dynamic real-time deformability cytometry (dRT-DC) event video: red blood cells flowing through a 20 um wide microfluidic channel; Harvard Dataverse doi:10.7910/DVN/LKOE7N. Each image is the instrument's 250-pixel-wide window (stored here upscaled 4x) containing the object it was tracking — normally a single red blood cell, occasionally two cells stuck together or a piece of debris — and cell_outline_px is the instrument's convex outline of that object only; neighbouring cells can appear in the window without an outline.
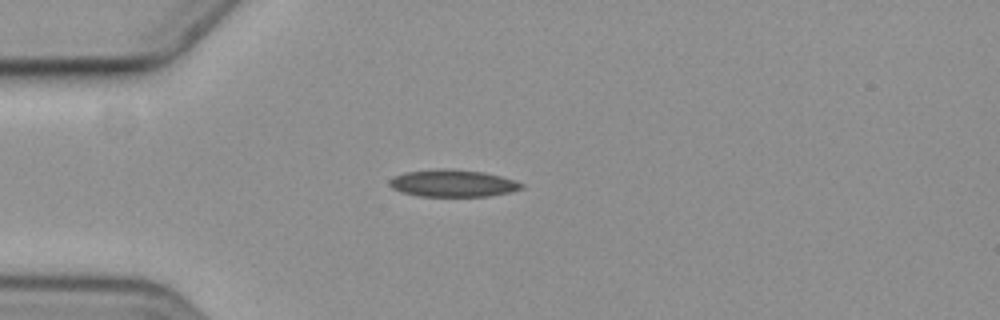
{"species": "common noctule bat (a hibernating species)", "species_latin": "Nyctalus noctula", "temperature_condition": "cold", "stored_images_in_passage": 2, "camera_frame_rate_fps": 3000, "um_per_image_px": 0.085, "animal": {"sex": "female", "body_mass_g": 19.3, "forearm_length_mm": 54.1}, "frame": {"image": 1, "passage_image": 1, "time_ms": 0.0, "image_size_px": [1000, 320], "cell_outline_px": [[524, 188], [508, 192], [488, 196], [420, 196], [400, 192], [392, 188], [388, 184], [388, 180], [392, 176], [404, 172], [436, 168], [448, 168], [484, 172], [500, 176], [524, 184]], "centroid_in_image_um": [38.41, 15.56], "position_along_channel_um": 46.6, "area_um2": 21.04}}